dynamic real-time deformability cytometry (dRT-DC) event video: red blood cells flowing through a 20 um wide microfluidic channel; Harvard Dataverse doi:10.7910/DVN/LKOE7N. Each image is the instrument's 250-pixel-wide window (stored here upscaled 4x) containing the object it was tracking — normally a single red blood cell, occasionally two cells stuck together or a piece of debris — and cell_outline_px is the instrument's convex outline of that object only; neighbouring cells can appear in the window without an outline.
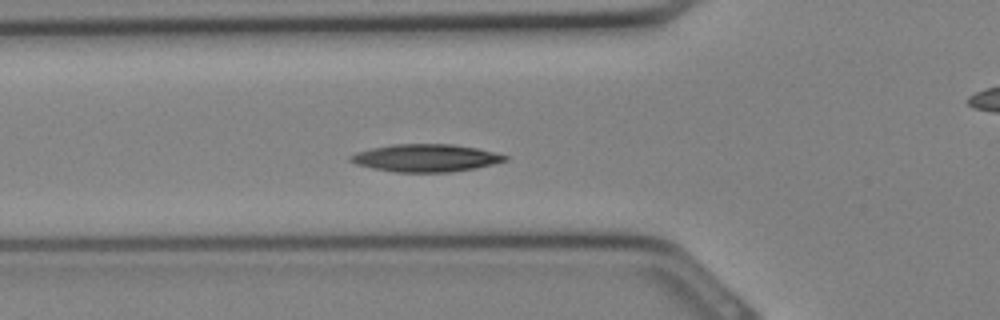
{"species": "Egyptian fruit bat (a non-hibernating species)", "species_latin": "Rousettus aegyptiacus", "temperature_condition": "cold", "stored_images_in_passage": 33, "camera_frame_rate_fps": 3000, "um_per_image_px": 0.085, "animal": {"sex": "female"}, "frame": {"image": 1, "passage_image": 11, "time_ms": 3.333, "image_size_px": [1000, 320], "cell_outline_px": [[508, 160], [476, 168], [448, 172], [392, 172], [372, 168], [356, 164], [348, 160], [348, 156], [356, 152], [372, 148], [392, 144], [452, 144], [476, 148], [508, 156]], "centroid_in_image_um": [36.14, 13.43], "position_along_channel_um": 89.7, "area_um2": 24.8}}
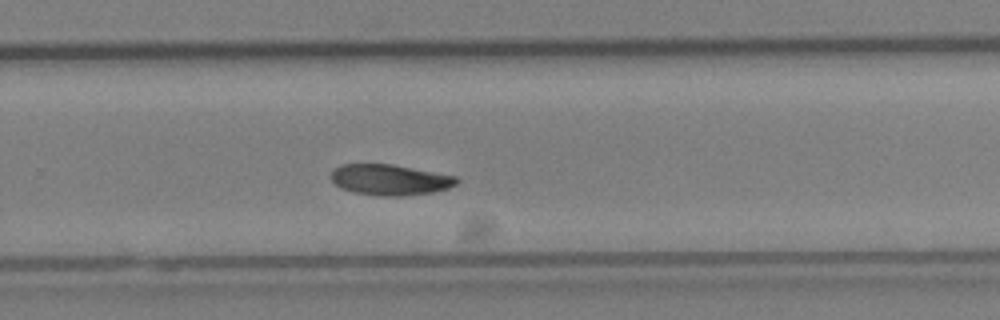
{"frame": {"image": 2, "passage_image": 21, "time_ms": 6.667, "image_size_px": [1000, 320], "cell_outline_px": [[460, 180], [456, 184], [448, 188], [432, 192], [404, 196], [380, 196], [352, 192], [340, 188], [332, 180], [332, 172], [340, 164], [392, 164], [456, 176]], "centroid_in_image_um": [33.15, 15.28], "position_along_channel_um": 296.7, "area_um2": 22.48}}
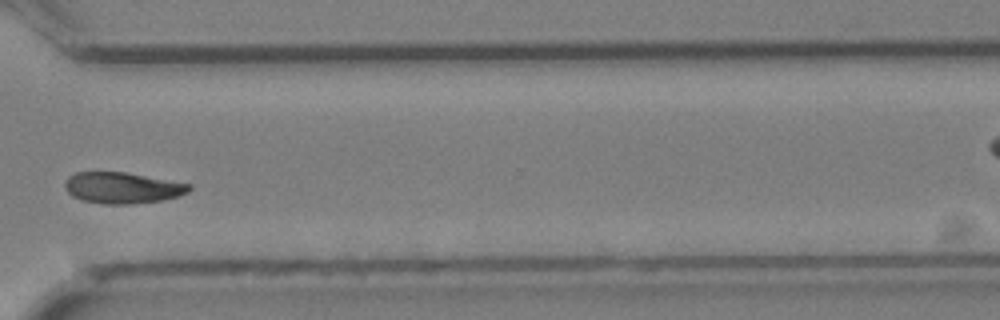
{"frame": {"image": 3, "passage_image": 24, "time_ms": 7.667, "image_size_px": [1000, 320], "cell_outline_px": [[192, 188], [188, 192], [180, 196], [164, 200], [132, 204], [104, 204], [80, 200], [72, 196], [64, 188], [64, 180], [68, 176], [76, 172], [124, 172], [192, 184]], "centroid_in_image_um": [10.39, 15.97], "position_along_channel_um": 360.2, "area_um2": 22.83}}